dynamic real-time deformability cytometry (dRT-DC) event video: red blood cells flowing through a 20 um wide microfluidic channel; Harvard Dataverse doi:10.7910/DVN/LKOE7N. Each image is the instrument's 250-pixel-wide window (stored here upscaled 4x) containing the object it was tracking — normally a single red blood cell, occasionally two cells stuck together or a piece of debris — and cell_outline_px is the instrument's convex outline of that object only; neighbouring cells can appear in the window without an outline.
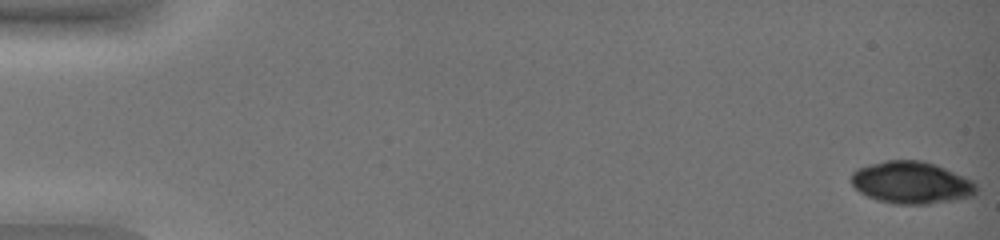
{"species": "common noctule bat (a hibernating species)", "species_latin": "Nyctalus noctula", "temperature_condition": "warm", "stored_images_in_passage": 50, "camera_frame_rate_fps": 3000, "um_per_image_px": 0.085, "animal": {"sex": "female", "body_mass_g": 19.0, "forearm_length_mm": 51.5}, "frame": {"image": 1, "passage_image": 1, "time_ms": 0.0, "image_size_px": [1000, 240], "cell_outline_px": [[976, 192], [972, 196], [952, 200], [928, 204], [896, 204], [876, 200], [860, 192], [852, 184], [852, 172], [856, 168], [868, 164], [884, 160], [920, 160], [936, 164], [976, 180]], "centroid_in_image_um": [77.49, 15.51], "position_along_channel_um": 7.5, "area_um2": 31.04}}
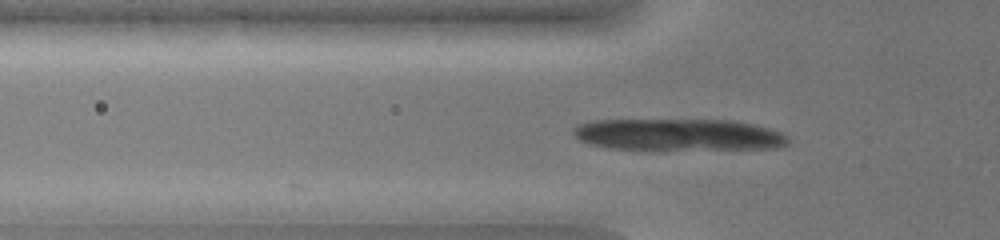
{"frame": {"image": 2, "passage_image": 19, "time_ms": 6.0, "image_size_px": [1000, 240], "cell_outline_px": [[788, 144], [780, 148], [608, 148], [592, 144], [580, 140], [572, 132], [572, 128], [576, 124], [592, 120], [732, 120], [752, 124], [768, 128], [780, 132], [788, 136]], "centroid_in_image_um": [57.64, 11.42], "position_along_channel_um": 68.2, "area_um2": 39.07}}
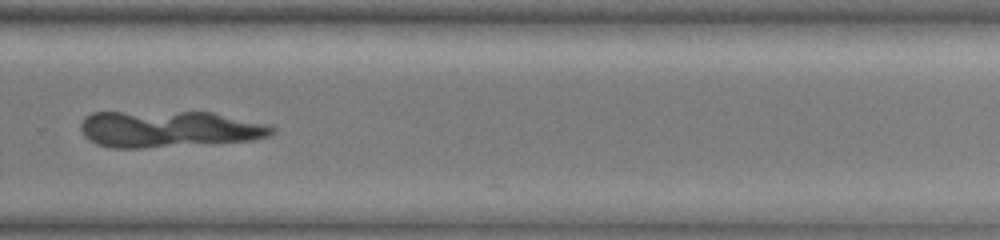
{"frame": {"image": 3, "passage_image": 38, "time_ms": 12.333, "image_size_px": [1000, 240], "cell_outline_px": [[276, 132], [268, 136], [252, 140], [144, 148], [112, 148], [96, 144], [88, 140], [84, 136], [80, 128], [80, 124], [84, 116], [92, 112], [212, 112], [268, 124], [276, 128]], "centroid_in_image_um": [14.33, 10.96], "position_along_channel_um": 315.5, "area_um2": 40.98}}